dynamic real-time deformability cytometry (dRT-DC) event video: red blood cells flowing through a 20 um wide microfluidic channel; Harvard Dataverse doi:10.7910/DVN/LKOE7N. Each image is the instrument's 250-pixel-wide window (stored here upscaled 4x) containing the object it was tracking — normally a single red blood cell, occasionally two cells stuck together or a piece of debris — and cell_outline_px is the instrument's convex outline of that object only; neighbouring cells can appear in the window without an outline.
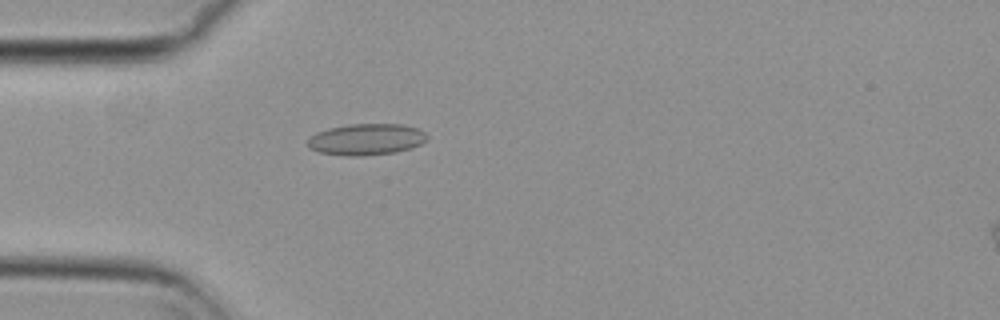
{"species": "common noctule bat (a hibernating species)", "species_latin": "Nyctalus noctula", "temperature_condition": "cold", "stored_images_in_passage": 55, "camera_frame_rate_fps": 3000, "um_per_image_px": 0.085, "animal": {"sex": "female", "body_mass_g": 29.2, "forearm_length_mm": 56.3}, "frame": {"image": 1, "passage_image": 16, "time_ms": 5.0, "image_size_px": [1000, 320], "cell_outline_px": [[428, 136], [420, 144], [396, 152], [360, 156], [344, 156], [320, 152], [308, 148], [308, 140], [316, 132], [328, 128], [348, 124], [400, 124], [416, 128], [424, 132]], "centroid_in_image_um": [31.09, 11.84], "position_along_channel_um": 53.9, "area_um2": 21.68}}
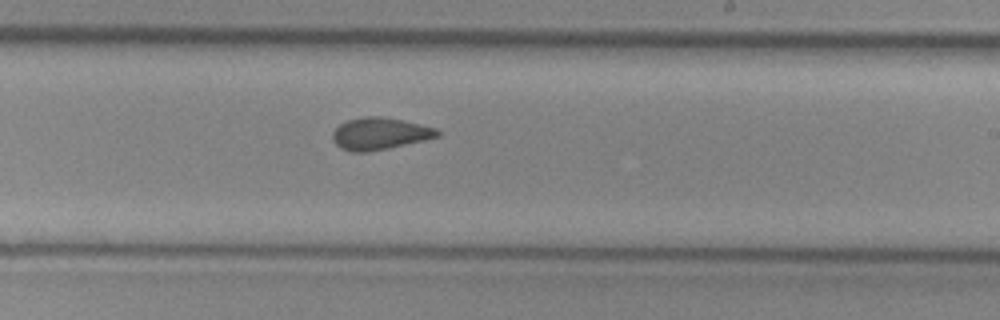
{"frame": {"image": 2, "passage_image": 33, "time_ms": 10.667, "image_size_px": [1000, 320], "cell_outline_px": [[440, 136], [424, 140], [388, 148], [368, 152], [352, 152], [340, 148], [332, 140], [332, 132], [340, 124], [348, 120], [364, 116], [380, 116], [420, 124], [436, 128], [440, 132]], "centroid_in_image_um": [32.25, 11.36], "position_along_channel_um": 256.7, "area_um2": 19.48}}
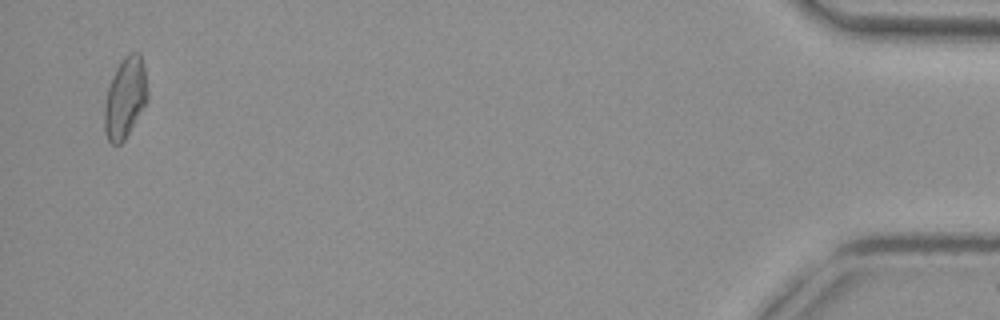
{"frame": {"image": 3, "passage_image": 54, "time_ms": 17.667, "image_size_px": [1000, 320], "cell_outline_px": [[148, 100], [124, 140], [120, 144], [112, 144], [108, 140], [104, 128], [104, 104], [108, 88], [112, 76], [120, 60], [128, 52], [140, 52], [144, 64], [148, 88]], "centroid_in_image_um": [10.65, 8.27], "position_along_channel_um": 424.6, "area_um2": 20.52}}